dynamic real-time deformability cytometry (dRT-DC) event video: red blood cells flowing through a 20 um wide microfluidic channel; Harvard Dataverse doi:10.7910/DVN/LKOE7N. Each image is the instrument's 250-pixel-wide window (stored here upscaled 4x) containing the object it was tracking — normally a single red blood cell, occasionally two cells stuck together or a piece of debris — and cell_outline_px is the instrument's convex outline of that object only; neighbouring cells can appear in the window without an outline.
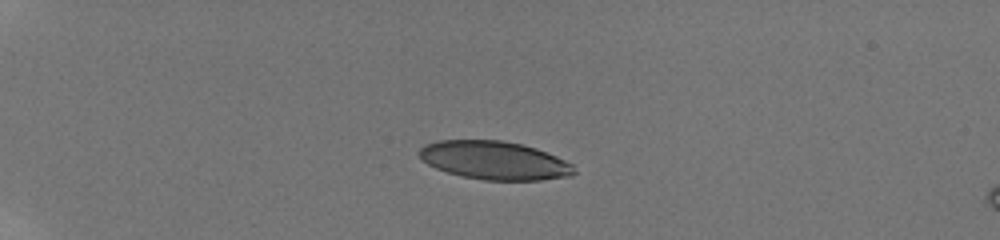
{"species": "human", "species_latin": "Homo sapiens", "temperature_condition": "room temperature", "stored_images_in_passage": 42, "camera_frame_rate_fps": 3000, "um_per_image_px": 0.085, "donor": {"sex": "male"}, "frame": {"image": 1, "passage_image": 1, "time_ms": 0.0, "image_size_px": [1000, 240], "cell_outline_px": [[576, 172], [572, 176], [540, 180], [484, 180], [464, 176], [448, 172], [436, 168], [428, 164], [416, 152], [424, 144], [436, 140], [500, 140], [524, 144], [536, 148], [556, 156], [572, 164]], "centroid_in_image_um": [42.03, 13.62], "position_along_channel_um": 43.0, "area_um2": 34.68}}
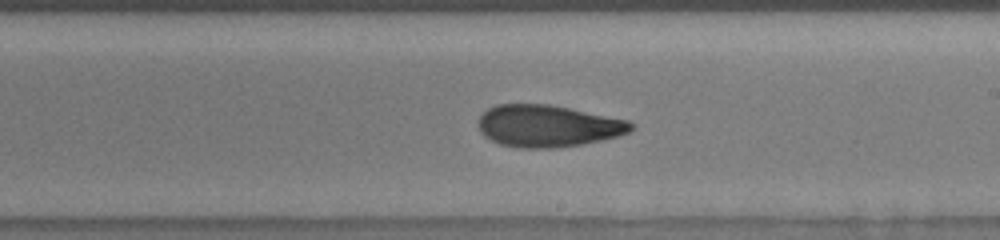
{"frame": {"image": 2, "passage_image": 22, "time_ms": 7.0, "image_size_px": [1000, 240], "cell_outline_px": [[632, 128], [628, 132], [616, 136], [600, 140], [580, 144], [556, 148], [516, 148], [500, 144], [484, 136], [480, 132], [476, 124], [480, 116], [488, 108], [496, 104], [548, 104], [628, 120], [632, 124]], "centroid_in_image_um": [46.49, 10.71], "position_along_channel_um": 242.5, "area_um2": 37.17}}
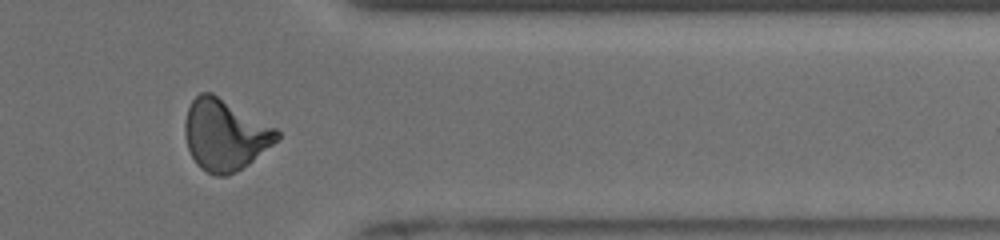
{"frame": {"image": 3, "passage_image": 34, "time_ms": 11.0, "image_size_px": [1000, 240], "cell_outline_px": [[280, 136], [272, 144], [248, 164], [228, 176], [216, 176], [200, 168], [196, 164], [188, 148], [184, 132], [184, 124], [188, 108], [192, 100], [200, 92], [212, 92], [276, 128], [280, 132]], "centroid_in_image_um": [19.09, 11.45], "position_along_channel_um": 392.3, "area_um2": 37.86}, "authors_computed_cell_mechanics": {"area_um2": 36.8764, "velocity_mm_per_s": 3.8484, "shape_relaxation_time_tau1_ms": 8.0687, "shape_relaxation_time_tau2_ms": 2.3122, "deformation_change_tau1": 0.2303, "deformation_change_tau2": 0.0931}}